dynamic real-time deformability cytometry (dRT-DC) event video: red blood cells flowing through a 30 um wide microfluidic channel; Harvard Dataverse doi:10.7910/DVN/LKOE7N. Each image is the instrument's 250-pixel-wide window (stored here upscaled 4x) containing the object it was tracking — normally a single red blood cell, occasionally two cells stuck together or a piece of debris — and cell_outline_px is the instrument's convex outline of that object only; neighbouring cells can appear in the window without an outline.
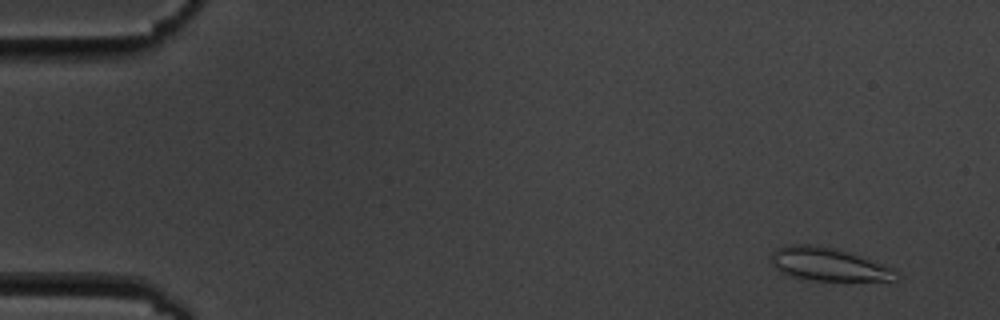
{"species": "common noctule bat (a hibernating species)", "species_latin": "Nyctalus noctula", "temperature_condition": "cold", "stored_images_in_passage": 6, "camera_frame_rate_fps": 3000, "um_per_image_px": 0.085, "animal": {"sex": "male", "body_mass_g": 19.5, "forearm_length_mm": 54.6}, "frame": {"image": 1, "passage_image": 1, "time_ms": 0.0, "image_size_px": [1000, 320], "cell_outline_px": [[900, 276], [896, 280], [812, 280], [784, 276], [768, 260], [772, 252], [776, 248], [788, 244], [812, 244], [832, 248], [848, 252], [892, 268]], "centroid_in_image_um": [70.3, 22.47], "position_along_channel_um": 14.7, "area_um2": 24.1}}
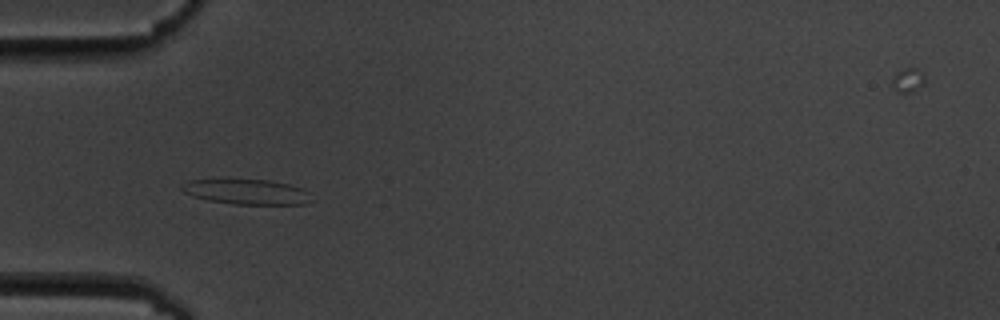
{"frame": {"image": 2, "passage_image": 5, "time_ms": 4.667, "image_size_px": [1000, 320], "cell_outline_px": [[316, 200], [304, 204], [236, 204], [208, 200], [192, 196], [184, 192], [180, 188], [188, 180], [224, 176], [268, 180], [288, 184], [300, 188], [308, 192]], "centroid_in_image_um": [20.92, 16.25], "position_along_channel_um": 64.1, "area_um2": 19.94}}
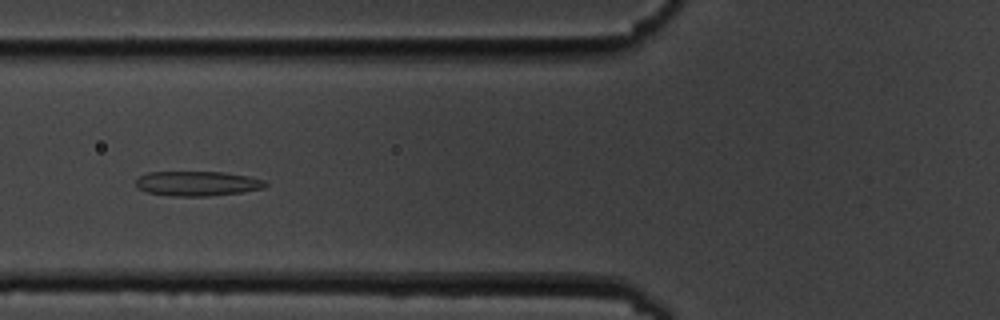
{"frame": {"image": 3, "passage_image": 6, "time_ms": 6.0, "image_size_px": [1000, 320], "cell_outline_px": [[268, 184], [264, 188], [240, 192], [208, 196], [172, 196], [148, 192], [140, 188], [136, 184], [136, 180], [140, 176], [148, 172], [224, 172], [248, 176], [264, 180]], "centroid_in_image_um": [16.79, 15.59], "position_along_channel_um": 109.0, "area_um2": 18.5}}